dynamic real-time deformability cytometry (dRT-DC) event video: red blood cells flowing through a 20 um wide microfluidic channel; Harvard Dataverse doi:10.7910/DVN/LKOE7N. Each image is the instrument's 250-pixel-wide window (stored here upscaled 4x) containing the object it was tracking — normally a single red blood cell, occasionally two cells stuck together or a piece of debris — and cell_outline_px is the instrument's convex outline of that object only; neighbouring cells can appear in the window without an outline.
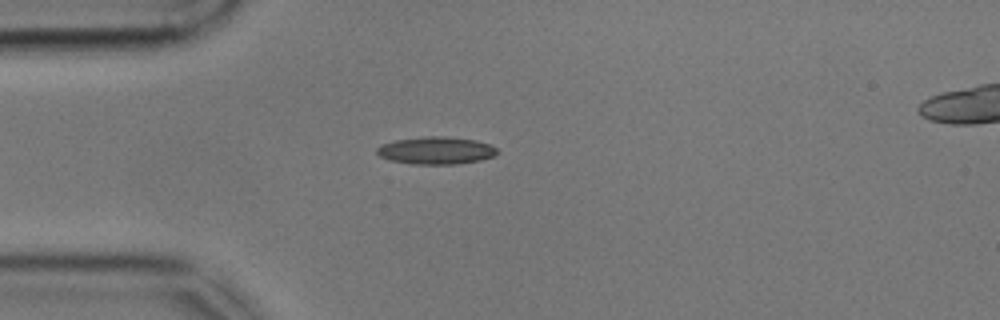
{"species": "common noctule bat (a hibernating species)", "species_latin": "Nyctalus noctula", "temperature_condition": "cold", "stored_images_in_passage": 29, "camera_frame_rate_fps": 3000, "um_per_image_px": 0.085, "animal": {"sex": "male", "body_mass_g": 17.9, "forearm_length_mm": 54.2}, "frame": {"image": 1, "passage_image": 1, "time_ms": 0.0, "image_size_px": [1000, 320], "cell_outline_px": [[500, 152], [496, 156], [480, 160], [456, 164], [412, 164], [388, 160], [380, 156], [376, 152], [376, 148], [380, 144], [396, 140], [428, 136], [448, 136], [476, 140], [488, 144], [496, 148]], "centroid_in_image_um": [37.07, 12.79], "position_along_channel_um": 47.9, "area_um2": 19.42}}
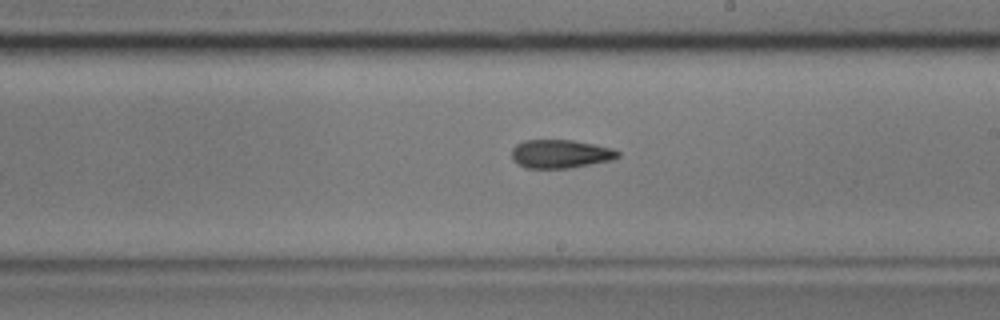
{"frame": {"image": 2, "passage_image": 18, "time_ms": 5.667, "image_size_px": [1000, 320], "cell_outline_px": [[620, 156], [612, 160], [568, 168], [524, 168], [512, 160], [512, 148], [516, 144], [524, 140], [572, 140], [612, 148], [620, 152]], "centroid_in_image_um": [47.61, 13.08], "position_along_channel_um": 241.4, "area_um2": 17.63}}
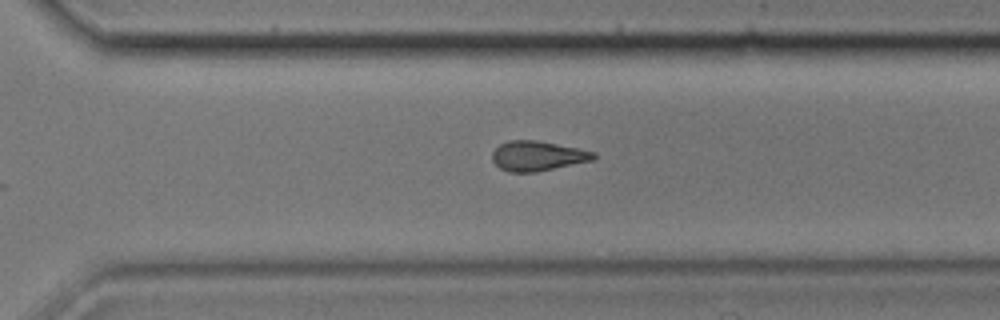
{"frame": {"image": 3, "passage_image": 25, "time_ms": 8.0, "image_size_px": [1000, 320], "cell_outline_px": [[596, 156], [592, 160], [536, 172], [508, 172], [500, 168], [492, 160], [492, 152], [500, 144], [508, 140], [536, 140], [596, 152]], "centroid_in_image_um": [45.65, 13.25], "position_along_channel_um": 324.9, "area_um2": 17.46}, "authors_computed_cell_mechanics": {"area_um2": 17.6868, "velocity_mm_per_s": 3.5962, "shape_relaxation_time_tau1_ms": 11.1659, "shape_relaxation_time_tau2_ms": 3.9196, "deformation_change_tau1": 0.2398, "deformation_change_tau2": 0.1232}}